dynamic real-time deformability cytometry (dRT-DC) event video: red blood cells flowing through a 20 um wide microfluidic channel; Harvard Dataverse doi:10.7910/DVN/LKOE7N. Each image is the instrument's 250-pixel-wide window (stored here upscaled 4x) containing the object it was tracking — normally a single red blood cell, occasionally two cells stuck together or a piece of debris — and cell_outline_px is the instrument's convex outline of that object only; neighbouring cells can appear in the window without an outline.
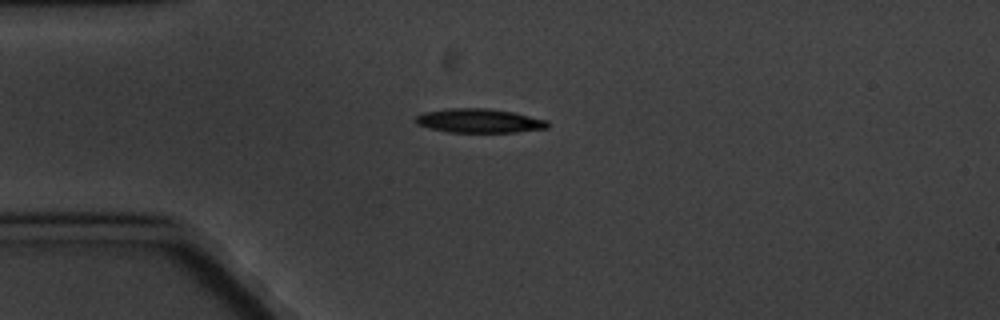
{"species": "common noctule bat (a hibernating species)", "species_latin": "Nyctalus noctula", "temperature_condition": "cold", "stored_images_in_passage": 5, "camera_frame_rate_fps": 3000, "um_per_image_px": 0.085, "animal": {"sex": "male", "body_mass_g": 20.1, "forearm_length_mm": 53.5}, "frame": {"image": 1, "passage_image": 1, "time_ms": 0.0, "image_size_px": [1000, 320], "cell_outline_px": [[548, 128], [516, 132], [448, 132], [428, 128], [416, 124], [412, 120], [416, 116], [424, 112], [448, 108], [488, 108], [512, 112], [548, 120]], "centroid_in_image_um": [40.68, 10.26], "position_along_channel_um": 44.3, "area_um2": 18.61}}